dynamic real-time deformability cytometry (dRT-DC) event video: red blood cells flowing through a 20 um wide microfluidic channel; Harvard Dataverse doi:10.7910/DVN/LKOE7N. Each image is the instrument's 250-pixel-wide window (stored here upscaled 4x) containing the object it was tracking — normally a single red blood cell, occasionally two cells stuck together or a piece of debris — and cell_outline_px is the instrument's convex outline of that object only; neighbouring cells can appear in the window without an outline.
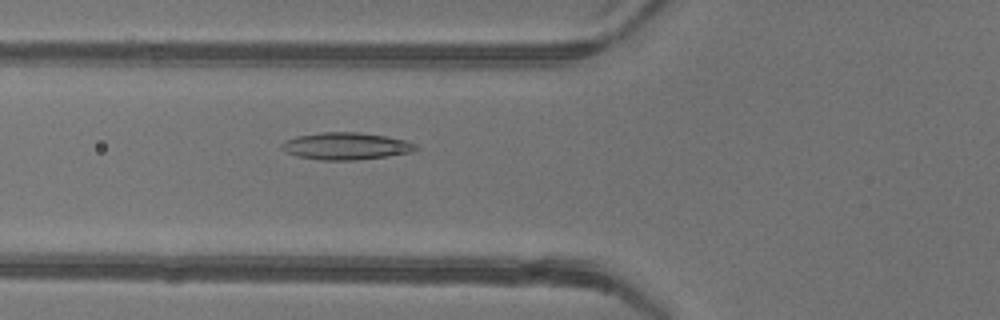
{"species": "common noctule bat (a hibernating species)", "species_latin": "Nyctalus noctula", "temperature_condition": "warm", "stored_images_in_passage": 43, "camera_frame_rate_fps": 3000, "um_per_image_px": 0.085, "animal": {"sex": "female"}, "frame": {"image": 1, "passage_image": 13, "time_ms": 4.0, "image_size_px": [1000, 320], "cell_outline_px": [[420, 148], [412, 152], [388, 156], [356, 160], [320, 160], [296, 156], [284, 152], [280, 148], [280, 144], [284, 140], [296, 136], [320, 132], [360, 132], [384, 136], [404, 140], [416, 144]], "centroid_in_image_um": [29.36, 12.42], "position_along_channel_um": 96.4, "area_um2": 21.44}}
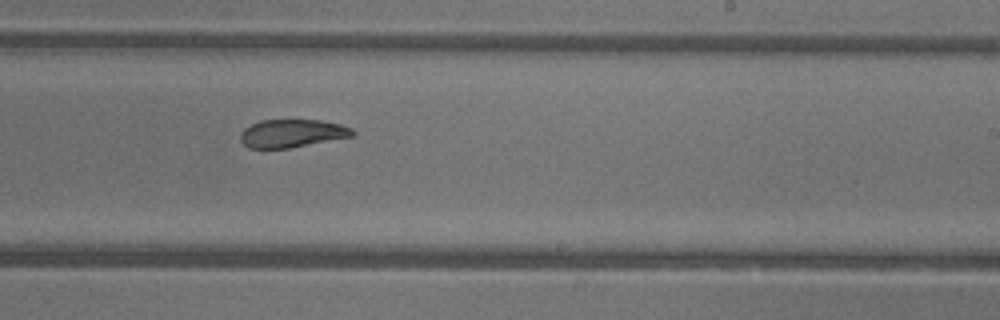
{"frame": {"image": 2, "passage_image": 25, "time_ms": 8.0, "image_size_px": [1000, 320], "cell_outline_px": [[356, 136], [288, 148], [248, 148], [240, 140], [240, 132], [244, 128], [260, 120], [320, 120], [340, 124], [352, 128], [356, 132]], "centroid_in_image_um": [24.85, 11.33], "position_along_channel_um": 264.2, "area_um2": 18.44}}
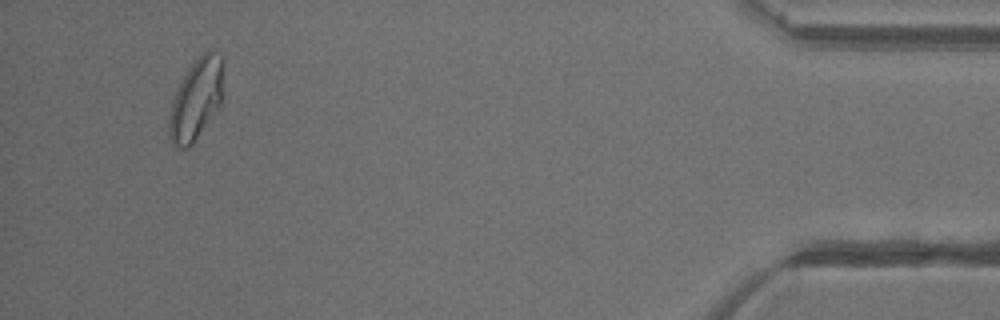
{"frame": {"image": 3, "passage_image": 41, "time_ms": 13.333, "image_size_px": [1000, 320], "cell_outline_px": [[224, 64], [220, 104], [192, 144], [188, 148], [180, 148], [172, 144], [168, 136], [168, 116], [172, 100], [188, 68], [208, 48], [224, 56]], "centroid_in_image_um": [16.66, 8.42], "position_along_channel_um": 418.5, "area_um2": 25.55}, "authors_computed_cell_mechanics": {"area_um2": 21.5594, "velocity_mm_per_s": 4.1845, "shape_relaxation_time_tau1_ms": null, "shape_relaxation_time_tau2_ms": 2.8991, "deformation_change_tau1": null, "deformation_change_tau2": 0.0882}}